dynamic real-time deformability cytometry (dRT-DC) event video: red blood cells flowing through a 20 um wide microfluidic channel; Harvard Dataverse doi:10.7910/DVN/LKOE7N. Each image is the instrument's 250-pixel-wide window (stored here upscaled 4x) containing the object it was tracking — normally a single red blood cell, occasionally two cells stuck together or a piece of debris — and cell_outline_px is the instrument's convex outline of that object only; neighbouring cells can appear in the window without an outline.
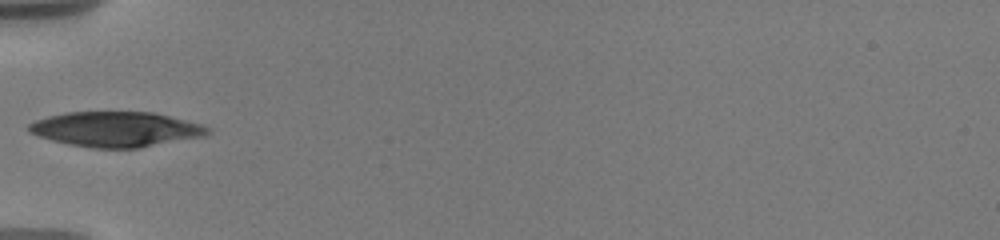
{"species": "human", "species_latin": "Homo sapiens", "temperature_condition": "warm", "stored_images_in_passage": 31, "camera_frame_rate_fps": 3000, "um_per_image_px": 0.085, "donor": {"sex": "male"}, "frame": {"image": 1, "passage_image": 1, "time_ms": 0.0, "image_size_px": [1000, 240], "cell_outline_px": [[212, 132], [204, 136], [140, 148], [92, 148], [68, 144], [36, 136], [28, 132], [28, 124], [36, 120], [48, 116], [64, 112], [152, 112], [204, 124], [212, 128]], "centroid_in_image_um": [9.87, 10.99], "position_along_channel_um": 75.1, "area_um2": 36.88}}
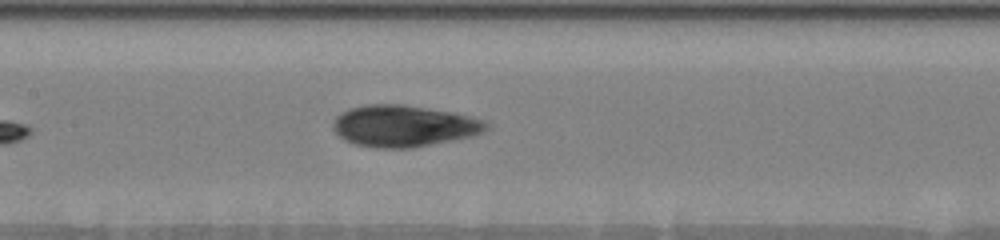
{"frame": {"image": 2, "passage_image": 8, "time_ms": 2.667, "image_size_px": [1000, 240], "cell_outline_px": [[492, 124], [484, 132], [472, 136], [456, 140], [412, 148], [376, 148], [356, 144], [344, 140], [332, 128], [332, 120], [340, 112], [348, 108], [364, 104], [404, 104], [452, 112], [484, 120]], "centroid_in_image_um": [34.32, 10.7], "position_along_channel_um": 173.1, "area_um2": 37.57}}
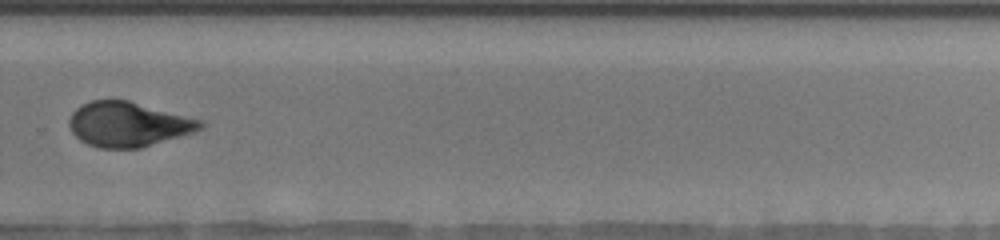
{"frame": {"image": 3, "passage_image": 17, "time_ms": 6.667, "image_size_px": [1000, 240], "cell_outline_px": [[204, 128], [180, 136], [140, 148], [100, 148], [88, 144], [80, 140], [72, 132], [68, 124], [68, 120], [72, 112], [80, 104], [92, 100], [128, 100], [204, 120]], "centroid_in_image_um": [10.89, 10.55], "position_along_channel_um": 318.9, "area_um2": 34.28}, "authors_computed_cell_mechanics": {"area_um2": 35.547, "velocity_mm_per_s": 3.6633, "shape_relaxation_time_tau1_ms": 8.2106, "shape_relaxation_time_tau2_ms": 1.7666, "deformation_change_tau1": 0.2449, "deformation_change_tau2": 0.0667}}